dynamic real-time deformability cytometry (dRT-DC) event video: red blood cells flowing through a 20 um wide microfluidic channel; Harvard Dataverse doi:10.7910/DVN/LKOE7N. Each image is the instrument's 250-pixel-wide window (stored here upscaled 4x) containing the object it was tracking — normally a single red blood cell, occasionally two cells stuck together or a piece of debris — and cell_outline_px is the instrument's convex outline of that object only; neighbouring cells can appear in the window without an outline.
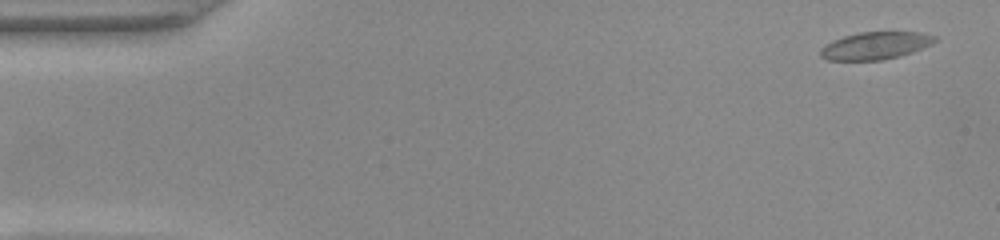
{"species": "common noctule bat (a hibernating species)", "species_latin": "Nyctalus noctula", "temperature_condition": "warm", "stored_images_in_passage": 50, "camera_frame_rate_fps": 3000, "um_per_image_px": 0.085, "animal": {"sex": "female", "body_mass_g": 22.0, "forearm_length_mm": 56.7}, "frame": {"image": 1, "passage_image": 2, "time_ms": 0.333, "image_size_px": [1000, 240], "cell_outline_px": [[940, 40], [932, 44], [912, 52], [900, 56], [884, 60], [828, 60], [820, 56], [820, 48], [844, 36], [860, 32], [920, 32], [936, 36]], "centroid_in_image_um": [74.47, 3.88], "position_along_channel_um": 10.5, "area_um2": 18.26}}
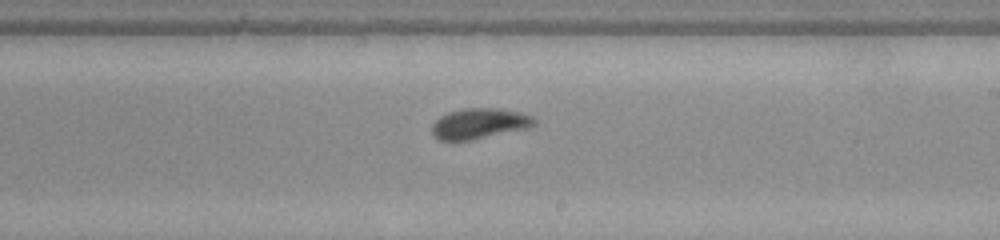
{"frame": {"image": 2, "passage_image": 29, "time_ms": 9.333, "image_size_px": [1000, 240], "cell_outline_px": [[536, 124], [528, 128], [472, 140], [436, 140], [432, 136], [432, 124], [440, 116], [448, 112], [464, 108], [500, 108], [520, 112], [532, 116], [536, 120]], "centroid_in_image_um": [40.73, 10.5], "position_along_channel_um": 248.3, "area_um2": 18.38}}
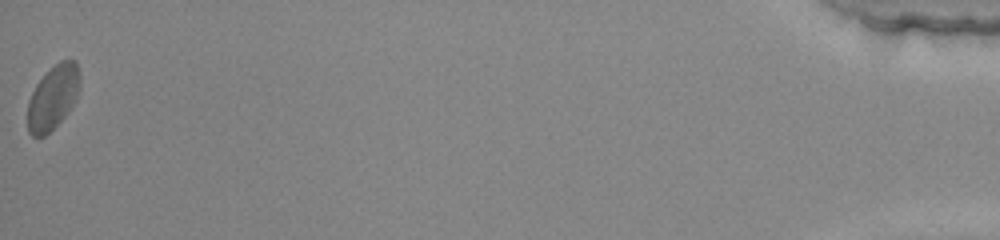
{"frame": {"image": 3, "passage_image": 50, "time_ms": 16.333, "image_size_px": [1000, 240], "cell_outline_px": [[80, 88], [76, 100], [68, 112], [44, 136], [32, 136], [28, 132], [28, 100], [36, 84], [60, 60], [76, 60], [80, 72]], "centroid_in_image_um": [4.53, 8.26], "position_along_channel_um": 430.7, "area_um2": 19.36}, "authors_computed_cell_mechanics": {"area_um2": 18.6116, "velocity_mm_per_s": 4.0689, "shape_relaxation_time_tau1_ms": 4.6429, "shape_relaxation_time_tau2_ms": 1.6391, "deformation_change_tau1": 0.1497, "deformation_change_tau2": 0.0677}}